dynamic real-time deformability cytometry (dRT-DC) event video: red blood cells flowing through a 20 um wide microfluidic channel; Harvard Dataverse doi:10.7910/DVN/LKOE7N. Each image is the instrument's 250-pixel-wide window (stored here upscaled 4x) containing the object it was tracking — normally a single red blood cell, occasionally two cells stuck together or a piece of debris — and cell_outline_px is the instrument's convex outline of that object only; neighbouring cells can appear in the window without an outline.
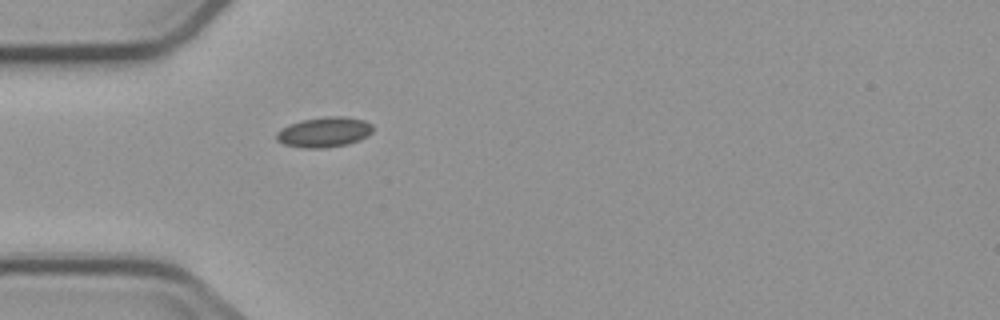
{"species": "common noctule bat (a hibernating species)", "species_latin": "Nyctalus noctula", "temperature_condition": "cold", "stored_images_in_passage": 7, "camera_frame_rate_fps": 3000, "um_per_image_px": 0.085, "animal": {"sex": "male", "body_mass_g": 23.1, "forearm_length_mm": 52.7}, "frame": {"image": 1, "passage_image": 7, "time_ms": 7.0, "image_size_px": [1000, 320], "cell_outline_px": [[372, 132], [368, 136], [360, 140], [348, 144], [324, 148], [304, 148], [284, 144], [276, 140], [276, 132], [280, 128], [288, 124], [300, 120], [324, 116], [344, 116], [364, 120], [372, 124]], "centroid_in_image_um": [27.54, 11.22], "position_along_channel_um": 57.5, "area_um2": 17.22}}